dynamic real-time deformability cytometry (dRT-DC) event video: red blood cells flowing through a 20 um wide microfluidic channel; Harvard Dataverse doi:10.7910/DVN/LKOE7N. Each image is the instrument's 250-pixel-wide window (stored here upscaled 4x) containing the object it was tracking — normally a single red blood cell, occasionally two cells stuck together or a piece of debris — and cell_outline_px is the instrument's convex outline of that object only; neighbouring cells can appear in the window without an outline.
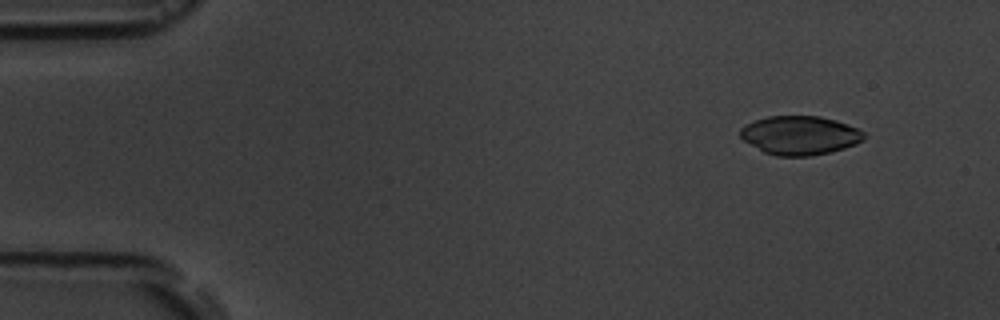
{"species": "common noctule bat (a hibernating species)", "species_latin": "Nyctalus noctula", "temperature_condition": "room temperature", "stored_images_in_passage": 5, "camera_frame_rate_fps": 3000, "um_per_image_px": 0.085, "animal": {"sex": "male", "body_mass_g": 19.5, "forearm_length_mm": 54.6}, "frame": {"image": 1, "passage_image": 2, "time_ms": 1.333, "image_size_px": [1000, 320], "cell_outline_px": [[864, 140], [856, 144], [844, 148], [828, 152], [808, 156], [776, 156], [764, 152], [744, 140], [740, 136], [740, 128], [756, 120], [768, 116], [820, 116], [836, 120], [848, 124], [864, 132]], "centroid_in_image_um": [68.0, 11.5], "position_along_channel_um": 17.0, "area_um2": 27.8}}
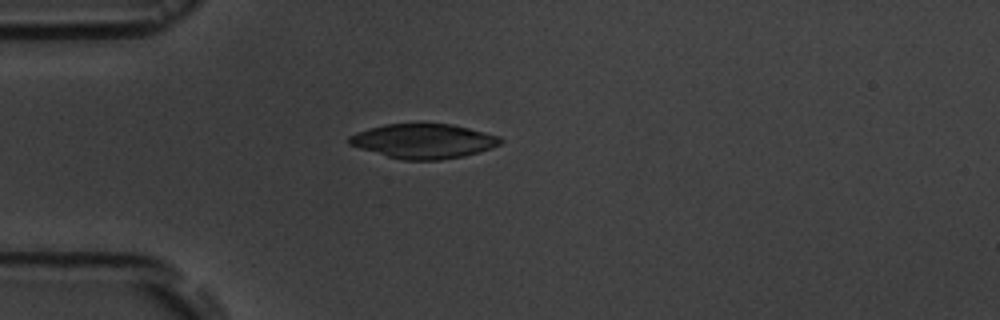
{"frame": {"image": 2, "passage_image": 5, "time_ms": 4.667, "image_size_px": [1000, 320], "cell_outline_px": [[504, 140], [500, 144], [492, 148], [464, 156], [440, 160], [404, 160], [388, 156], [360, 148], [348, 144], [348, 136], [356, 132], [368, 128], [384, 124], [452, 124], [500, 136]], "centroid_in_image_um": [36.0, 11.99], "position_along_channel_um": 49.0, "area_um2": 30.4}}